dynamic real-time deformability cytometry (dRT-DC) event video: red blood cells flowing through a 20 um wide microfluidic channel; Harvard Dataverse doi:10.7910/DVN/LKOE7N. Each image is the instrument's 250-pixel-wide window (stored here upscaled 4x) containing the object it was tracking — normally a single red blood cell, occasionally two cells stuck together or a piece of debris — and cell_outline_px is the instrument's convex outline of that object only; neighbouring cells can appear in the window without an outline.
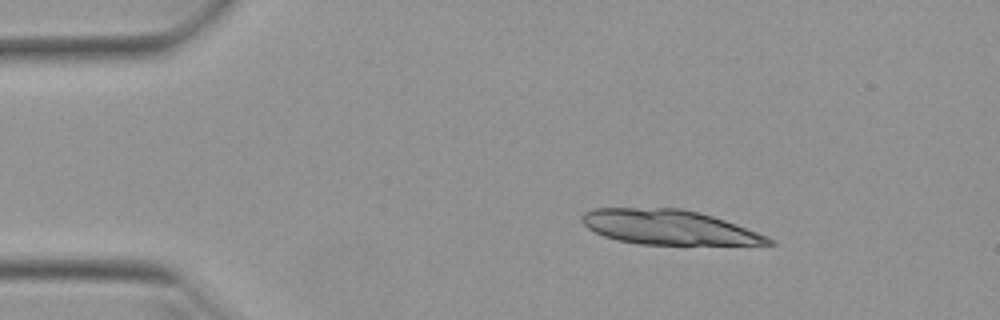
{"species": "Egyptian fruit bat (a non-hibernating species)", "species_latin": "Rousettus aegyptiacus", "temperature_condition": "warm", "stored_images_in_passage": 27, "segment_of_instrument_passage": [1, 2], "camera_frame_rate_fps": 3000, "um_per_image_px": 0.085, "animal": {"sex": "female"}, "frame": {"image": 1, "passage_image": 1, "time_ms": 0.0, "image_size_px": [1000, 320], "cell_outline_px": [[776, 244], [640, 244], [616, 240], [604, 236], [588, 228], [580, 220], [580, 216], [584, 212], [596, 208], [680, 208], [700, 212], [724, 220], [768, 236], [776, 240]], "centroid_in_image_um": [56.82, 19.31], "position_along_channel_um": 28.2, "area_um2": 37.45}}